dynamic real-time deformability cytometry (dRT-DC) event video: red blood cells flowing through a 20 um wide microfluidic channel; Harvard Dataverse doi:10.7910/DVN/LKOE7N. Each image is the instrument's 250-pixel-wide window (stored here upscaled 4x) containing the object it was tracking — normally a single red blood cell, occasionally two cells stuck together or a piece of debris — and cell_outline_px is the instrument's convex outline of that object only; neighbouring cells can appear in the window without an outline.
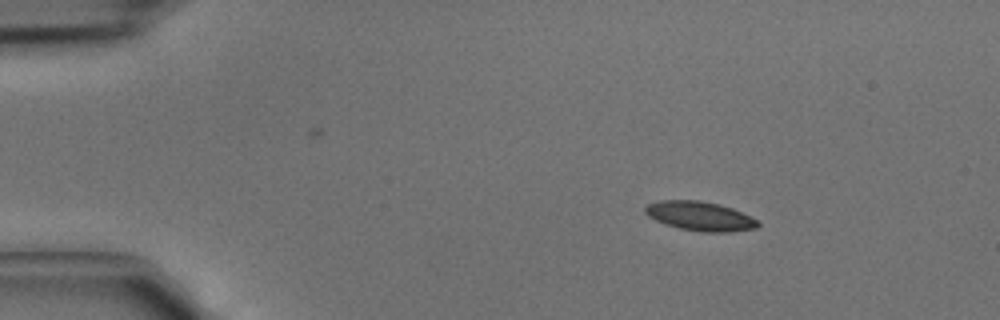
{"species": "common noctule bat (a hibernating species)", "species_latin": "Nyctalus noctula", "temperature_condition": "cold", "stored_images_in_passage": 3, "camera_frame_rate_fps": 3000, "um_per_image_px": 0.085, "animal": {"sex": "male", "body_mass_g": 15.6}, "frame": {"image": 1, "passage_image": 1, "time_ms": 0.0, "image_size_px": [1000, 320], "cell_outline_px": [[760, 224], [756, 228], [728, 232], [704, 232], [680, 228], [664, 224], [648, 216], [644, 212], [644, 208], [648, 204], [660, 200], [700, 200], [732, 208], [756, 220]], "centroid_in_image_um": [59.45, 18.37], "position_along_channel_um": 25.5, "area_um2": 18.96}}
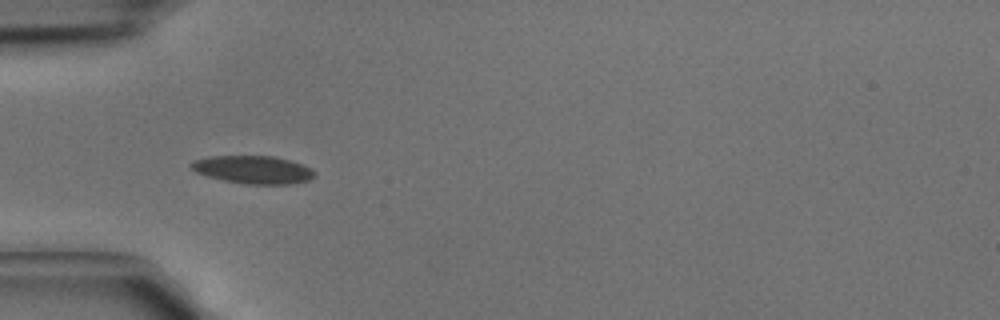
{"frame": {"image": 2, "passage_image": 3, "time_ms": 0.667, "image_size_px": [1000, 320], "cell_outline_px": [[316, 172], [308, 180], [292, 184], [244, 184], [224, 180], [208, 176], [196, 172], [188, 164], [196, 160], [208, 156], [276, 156], [292, 160], [312, 168]], "centroid_in_image_um": [21.54, 14.41], "position_along_channel_um": 63.5, "area_um2": 20.11}}